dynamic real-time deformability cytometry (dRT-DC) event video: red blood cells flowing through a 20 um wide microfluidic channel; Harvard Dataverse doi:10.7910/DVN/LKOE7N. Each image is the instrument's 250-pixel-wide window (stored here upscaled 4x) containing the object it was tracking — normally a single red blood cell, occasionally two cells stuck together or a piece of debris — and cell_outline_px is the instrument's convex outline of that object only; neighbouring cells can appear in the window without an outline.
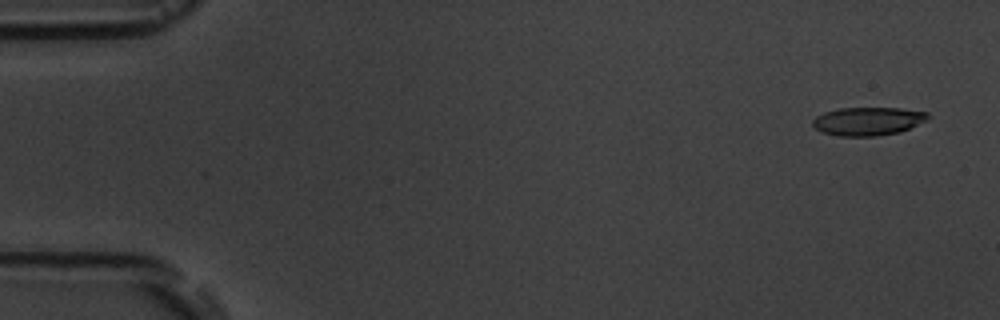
{"species": "common noctule bat (a hibernating species)", "species_latin": "Nyctalus noctula", "temperature_condition": "room temperature", "stored_images_in_passage": 5, "segment_of_instrument_passage": [1, 2], "camera_frame_rate_fps": 3000, "um_per_image_px": 0.085, "animal": {"sex": "male", "body_mass_g": 19.5, "forearm_length_mm": 54.6}, "frame": {"image": 1, "passage_image": 1, "time_ms": 0.0, "image_size_px": [1000, 320], "cell_outline_px": [[928, 116], [924, 120], [900, 132], [876, 136], [840, 136], [824, 132], [816, 128], [812, 124], [812, 120], [816, 116], [824, 112], [840, 108], [900, 108], [928, 112]], "centroid_in_image_um": [73.74, 10.3], "position_along_channel_um": 11.3, "area_um2": 18.73}}